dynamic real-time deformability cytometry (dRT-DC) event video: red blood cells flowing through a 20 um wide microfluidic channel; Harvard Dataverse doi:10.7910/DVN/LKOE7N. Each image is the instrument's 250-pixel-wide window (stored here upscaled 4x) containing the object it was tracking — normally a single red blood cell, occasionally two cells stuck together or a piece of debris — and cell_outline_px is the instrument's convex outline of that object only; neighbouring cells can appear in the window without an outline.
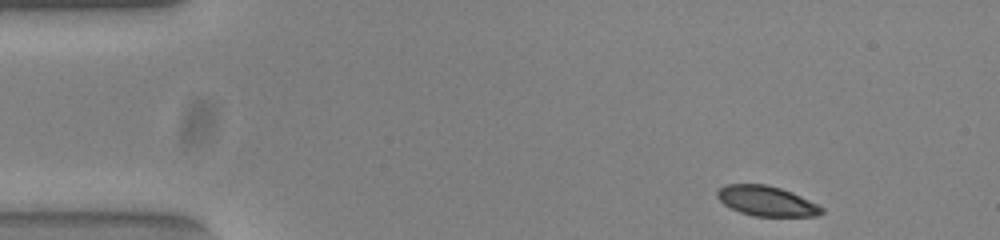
{"species": "common noctule bat (a hibernating species)", "species_latin": "Nyctalus noctula", "temperature_condition": "warm", "stored_images_in_passage": 48, "camera_frame_rate_fps": 3000, "um_per_image_px": 0.085, "animal": {"sex": "female", "body_mass_g": 23.0, "forearm_length_mm": 53.4}, "frame": {"image": 1, "passage_image": 1, "time_ms": 0.0, "image_size_px": [1000, 240], "cell_outline_px": [[824, 212], [820, 216], [752, 216], [740, 212], [724, 204], [716, 196], [716, 192], [724, 184], [768, 184], [792, 192], [824, 208]], "centroid_in_image_um": [65.15, 17.08], "position_along_channel_um": 19.8, "area_um2": 18.26}}
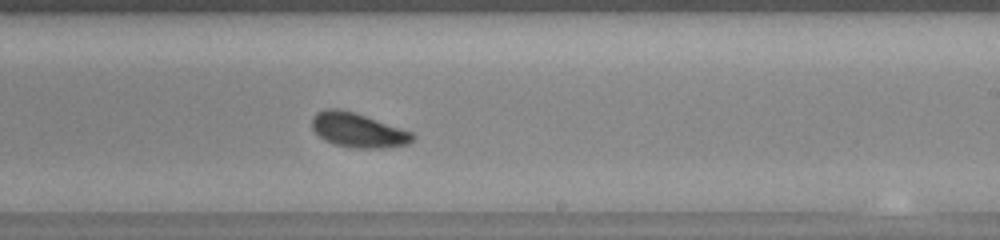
{"frame": {"image": 2, "passage_image": 27, "time_ms": 8.667, "image_size_px": [1000, 240], "cell_outline_px": [[416, 136], [408, 144], [380, 148], [356, 148], [332, 144], [324, 140], [312, 128], [312, 116], [316, 112], [328, 108], [340, 108], [356, 112], [412, 132]], "centroid_in_image_um": [30.4, 11.05], "position_along_channel_um": 258.6, "area_um2": 20.29}}
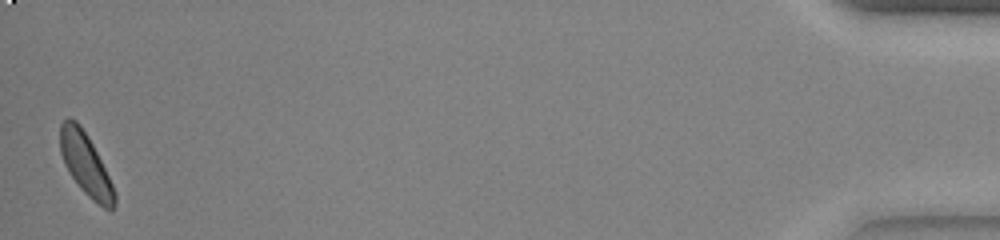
{"frame": {"image": 3, "passage_image": 48, "time_ms": 15.667, "image_size_px": [1000, 240], "cell_outline_px": [[116, 204], [112, 212], [104, 208], [92, 200], [80, 188], [64, 164], [60, 152], [60, 124], [68, 116], [76, 120], [80, 124], [88, 136], [112, 184], [116, 196]], "centroid_in_image_um": [7.27, 13.96], "position_along_channel_um": 427.9, "area_um2": 19.54}, "authors_computed_cell_mechanics": {"area_um2": 19.8832, "velocity_mm_per_s": 3.7968, "shape_relaxation_time_tau1_ms": 6.9031, "shape_relaxation_time_tau2_ms": null, "deformation_change_tau1": 0.1723, "deformation_change_tau2": null}}